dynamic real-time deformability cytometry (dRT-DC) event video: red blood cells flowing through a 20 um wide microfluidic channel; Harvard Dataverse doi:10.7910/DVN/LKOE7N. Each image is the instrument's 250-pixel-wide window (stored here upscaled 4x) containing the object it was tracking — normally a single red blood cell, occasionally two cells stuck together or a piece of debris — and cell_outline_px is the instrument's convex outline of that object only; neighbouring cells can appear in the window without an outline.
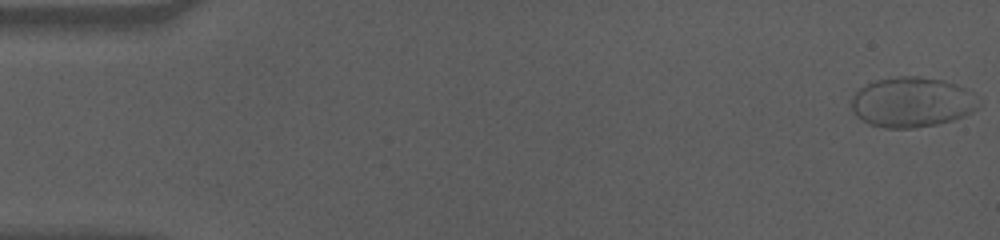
{"species": "human", "species_latin": "Homo sapiens", "temperature_condition": "cold", "stored_images_in_passage": 58, "camera_frame_rate_fps": 3000, "um_per_image_px": 0.085, "donor": {"sex": "male"}, "frame": {"image": 1, "passage_image": 1, "time_ms": 0.0, "image_size_px": [1000, 240], "cell_outline_px": [[976, 108], [972, 112], [964, 116], [952, 120], [936, 124], [916, 128], [884, 128], [868, 124], [856, 116], [852, 112], [852, 96], [860, 88], [876, 80], [896, 76], [920, 76], [944, 80], [968, 88], [972, 92]], "centroid_in_image_um": [77.47, 8.68], "position_along_channel_um": 7.5, "area_um2": 37.11}}
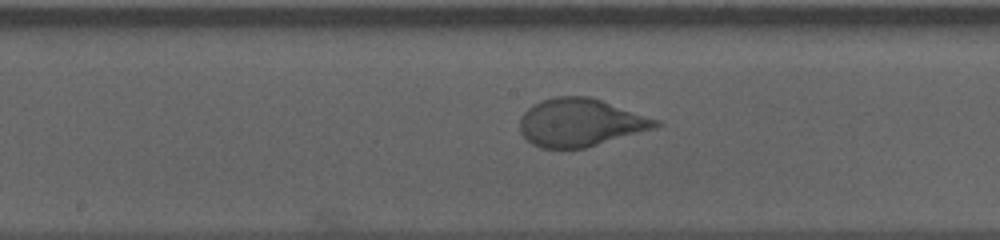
{"frame": {"image": 2, "passage_image": 30, "time_ms": 9.667, "image_size_px": [1000, 240], "cell_outline_px": [[660, 124], [656, 128], [584, 148], [540, 148], [532, 144], [520, 132], [520, 116], [532, 104], [540, 100], [552, 96], [588, 96], [660, 120]], "centroid_in_image_um": [49.29, 10.41], "position_along_channel_um": 198.9, "area_um2": 37.8}}
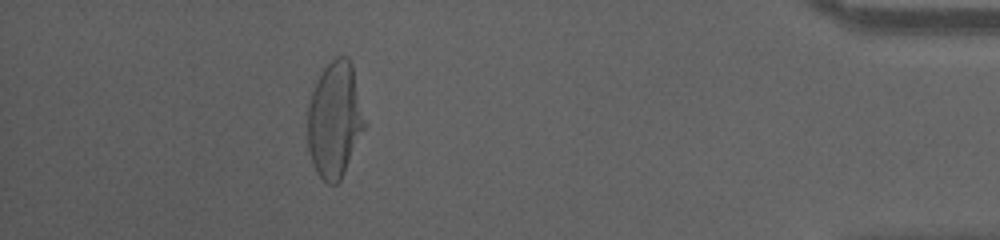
{"frame": {"image": 3, "passage_image": 52, "time_ms": 17.0, "image_size_px": [1000, 240], "cell_outline_px": [[368, 124], [340, 180], [336, 184], [328, 184], [316, 172], [312, 164], [308, 148], [308, 104], [316, 80], [324, 68], [336, 56], [348, 56], [352, 64]], "centroid_in_image_um": [28.48, 10.17], "position_along_channel_um": 406.7, "area_um2": 39.02}, "authors_computed_cell_mechanics": {"area_um2": 38.0035, "velocity_mm_per_s": 3.5263, "shape_relaxation_time_tau1_ms": 4.3682, "shape_relaxation_time_tau2_ms": null, "deformation_change_tau1": 0.1893, "deformation_change_tau2": null}}